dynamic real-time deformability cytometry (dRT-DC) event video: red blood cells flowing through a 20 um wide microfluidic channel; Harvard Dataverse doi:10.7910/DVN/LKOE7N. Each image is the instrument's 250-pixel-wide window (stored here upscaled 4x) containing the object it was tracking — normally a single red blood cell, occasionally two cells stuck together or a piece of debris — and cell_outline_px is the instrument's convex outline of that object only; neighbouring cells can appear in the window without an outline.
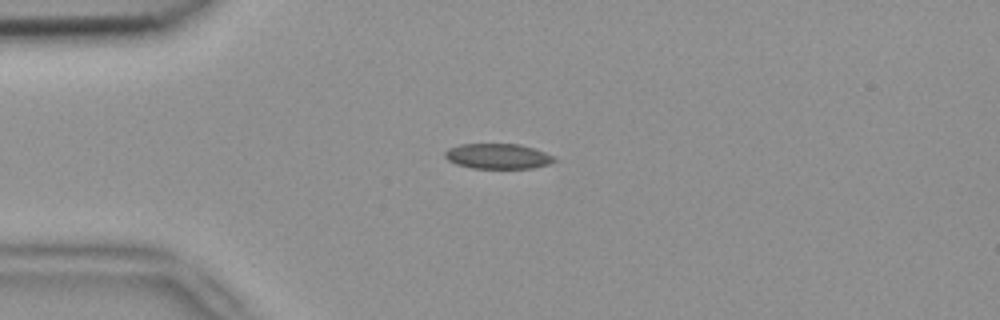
{"species": "common noctule bat (a hibernating species)", "species_latin": "Nyctalus noctula", "temperature_condition": "room temperature", "stored_images_in_passage": 8, "camera_frame_rate_fps": 3000, "um_per_image_px": 0.085, "animal": {"sex": "female", "body_mass_g": 18.4}, "frame": {"image": 1, "passage_image": 2, "time_ms": 0.333, "image_size_px": [1000, 320], "cell_outline_px": [[556, 160], [548, 164], [532, 168], [472, 168], [456, 164], [448, 160], [444, 156], [444, 152], [448, 148], [460, 144], [520, 144], [556, 156]], "centroid_in_image_um": [42.3, 13.27], "position_along_channel_um": 42.7, "area_um2": 16.07}}
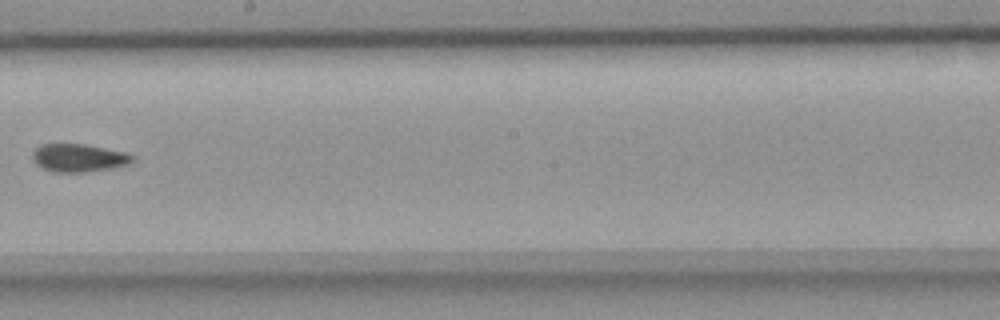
{"frame": {"image": 2, "passage_image": 7, "time_ms": 2.0, "image_size_px": [1000, 320], "cell_outline_px": [[132, 160], [128, 164], [108, 168], [84, 172], [56, 172], [44, 168], [36, 164], [32, 156], [32, 152], [40, 144], [88, 144], [124, 152], [132, 156]], "centroid_in_image_um": [6.64, 13.4], "position_along_channel_um": 241.6, "area_um2": 16.01}}
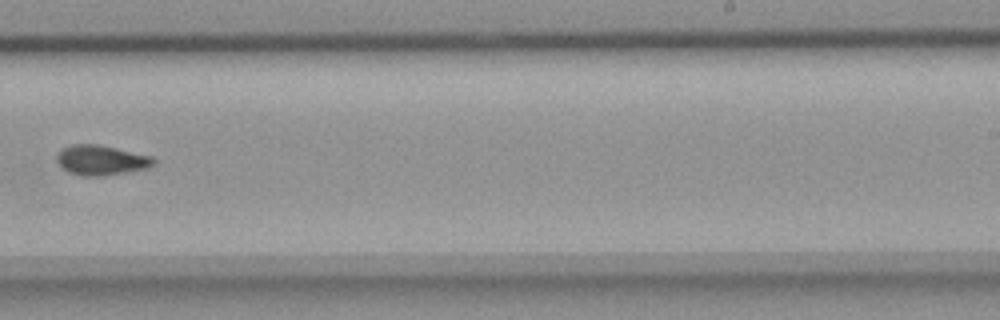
{"frame": {"image": 3, "passage_image": 8, "time_ms": 2.333, "image_size_px": [1000, 320], "cell_outline_px": [[156, 164], [148, 168], [104, 176], [80, 176], [68, 172], [56, 160], [56, 156], [64, 148], [72, 144], [96, 144], [116, 148], [152, 156], [156, 160]], "centroid_in_image_um": [8.63, 13.62], "position_along_channel_um": 280.4, "area_um2": 16.88}}